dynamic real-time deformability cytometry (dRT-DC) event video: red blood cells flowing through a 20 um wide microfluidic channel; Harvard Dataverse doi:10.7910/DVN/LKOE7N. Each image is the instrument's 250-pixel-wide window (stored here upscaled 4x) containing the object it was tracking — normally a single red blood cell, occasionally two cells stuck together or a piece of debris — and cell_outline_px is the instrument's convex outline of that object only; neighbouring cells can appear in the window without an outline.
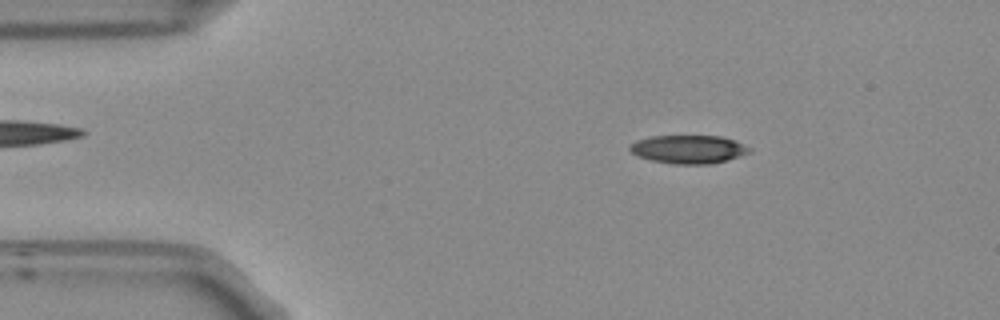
{"species": "Egyptian fruit bat (a non-hibernating species)", "species_latin": "Rousettus aegyptiacus", "temperature_condition": "room temperature", "stored_images_in_passage": 54, "camera_frame_rate_fps": 3000, "um_per_image_px": 0.085, "frame": {"image": 1, "passage_image": 9, "time_ms": 2.667, "image_size_px": [1000, 320], "cell_outline_px": [[752, 152], [728, 160], [708, 164], [676, 164], [652, 160], [640, 156], [632, 152], [628, 148], [628, 144], [636, 140], [652, 136], [720, 136], [732, 140], [752, 148]], "centroid_in_image_um": [58.52, 12.69], "position_along_channel_um": 26.5, "area_um2": 19.65}}
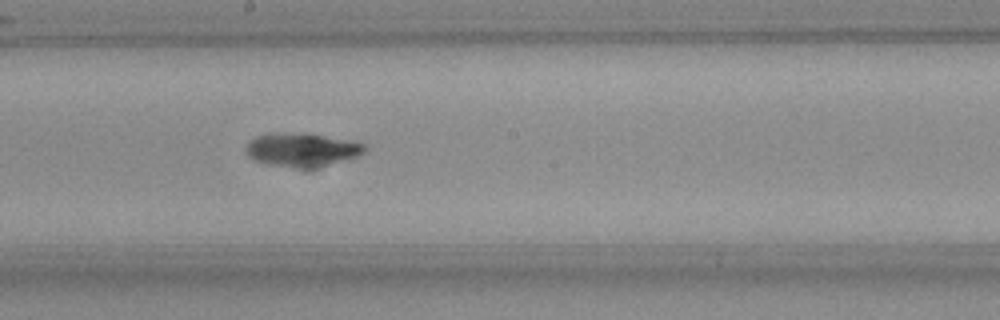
{"frame": {"image": 2, "passage_image": 29, "time_ms": 9.333, "image_size_px": [1000, 320], "cell_outline_px": [[368, 148], [364, 152], [356, 156], [312, 168], [304, 168], [272, 164], [256, 160], [248, 152], [248, 144], [256, 136], [268, 132], [308, 132], [356, 140], [364, 144]], "centroid_in_image_um": [25.75, 12.66], "position_along_channel_um": 222.5, "area_um2": 23.12}}
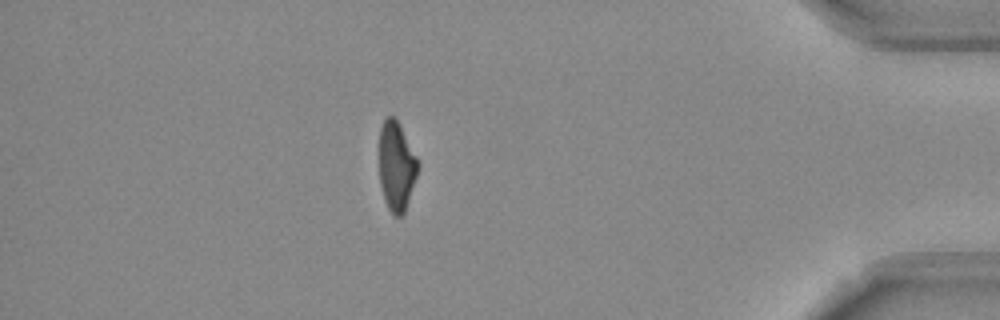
{"frame": {"image": 3, "passage_image": 47, "time_ms": 15.333, "image_size_px": [1000, 320], "cell_outline_px": [[420, 164], [404, 212], [400, 216], [392, 216], [384, 200], [380, 184], [380, 128], [384, 120], [388, 116], [396, 116]], "centroid_in_image_um": [33.69, 14.11], "position_along_channel_um": 401.5, "area_um2": 20.0}, "authors_computed_cell_mechanics": {"area_um2": 20.8947, "velocity_mm_per_s": 3.7695, "shape_relaxation_time_tau1_ms": 10.0172, "shape_relaxation_time_tau2_ms": 9.6516, "deformation_change_tau1": 0.2405, "deformation_change_tau2": 0.2057}}